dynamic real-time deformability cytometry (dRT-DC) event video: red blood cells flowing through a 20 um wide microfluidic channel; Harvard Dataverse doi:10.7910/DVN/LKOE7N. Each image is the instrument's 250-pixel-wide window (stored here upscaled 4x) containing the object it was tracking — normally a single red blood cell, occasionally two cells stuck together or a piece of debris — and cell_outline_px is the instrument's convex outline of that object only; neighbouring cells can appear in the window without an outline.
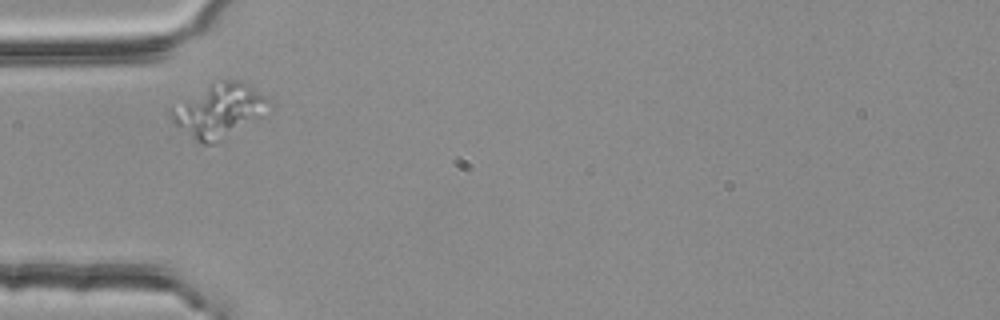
{"species": "common noctule bat (a hibernating species)", "species_latin": "Nyctalus noctula", "temperature_condition": "room temperature", "stored_images_in_passage": 1, "camera_frame_rate_fps": 3000, "um_per_image_px": 0.085, "animal": {"sex": "female", "body_mass_g": 25.1}, "frame": {"image": 1, "passage_image": 1, "time_ms": 0.0, "image_size_px": [1000, 320], "cell_outline_px": [[272, 104], [260, 116], [216, 144], [200, 144], [180, 128], [168, 116], [168, 108], [212, 80], [240, 80], [248, 84], [264, 96]], "centroid_in_image_um": [18.54, 9.37], "position_along_channel_um": 66.5, "area_um2": 30.75}}